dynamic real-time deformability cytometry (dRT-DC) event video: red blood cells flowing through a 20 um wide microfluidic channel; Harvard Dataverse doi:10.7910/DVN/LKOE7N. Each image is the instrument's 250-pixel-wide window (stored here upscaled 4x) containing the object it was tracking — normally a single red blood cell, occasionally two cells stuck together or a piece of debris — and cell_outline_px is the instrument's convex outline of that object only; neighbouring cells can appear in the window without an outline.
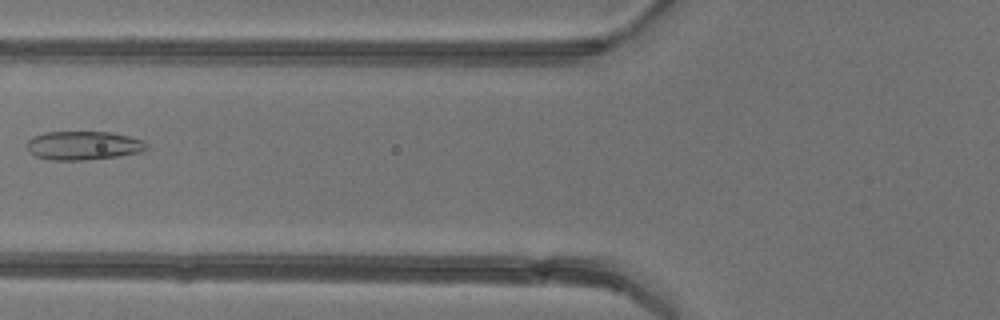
{"species": "common noctule bat (a hibernating species)", "species_latin": "Nyctalus noctula", "temperature_condition": "warm", "stored_images_in_passage": 9, "camera_frame_rate_fps": 3000, "um_per_image_px": 0.085, "animal": {"sex": "female"}, "frame": {"image": 1, "passage_image": 8, "time_ms": 9.333, "image_size_px": [1000, 320], "cell_outline_px": [[148, 148], [140, 152], [120, 156], [84, 160], [52, 160], [36, 156], [28, 152], [24, 144], [32, 136], [44, 132], [112, 132], [144, 140], [148, 144]], "centroid_in_image_um": [7.06, 12.36], "position_along_channel_um": 118.7, "area_um2": 20.35}}
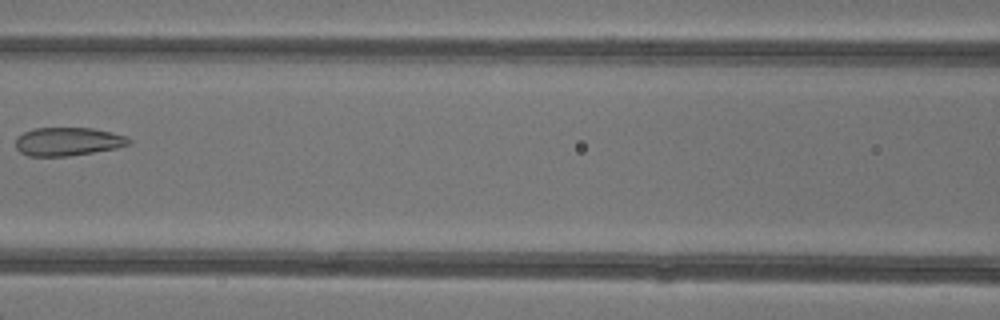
{"frame": {"image": 2, "passage_image": 9, "time_ms": 10.333, "image_size_px": [1000, 320], "cell_outline_px": [[132, 140], [128, 144], [116, 148], [68, 156], [28, 156], [20, 152], [16, 148], [16, 136], [24, 132], [36, 128], [92, 128], [112, 132], [128, 136]], "centroid_in_image_um": [5.76, 12.03], "position_along_channel_um": 160.8, "area_um2": 18.73}}